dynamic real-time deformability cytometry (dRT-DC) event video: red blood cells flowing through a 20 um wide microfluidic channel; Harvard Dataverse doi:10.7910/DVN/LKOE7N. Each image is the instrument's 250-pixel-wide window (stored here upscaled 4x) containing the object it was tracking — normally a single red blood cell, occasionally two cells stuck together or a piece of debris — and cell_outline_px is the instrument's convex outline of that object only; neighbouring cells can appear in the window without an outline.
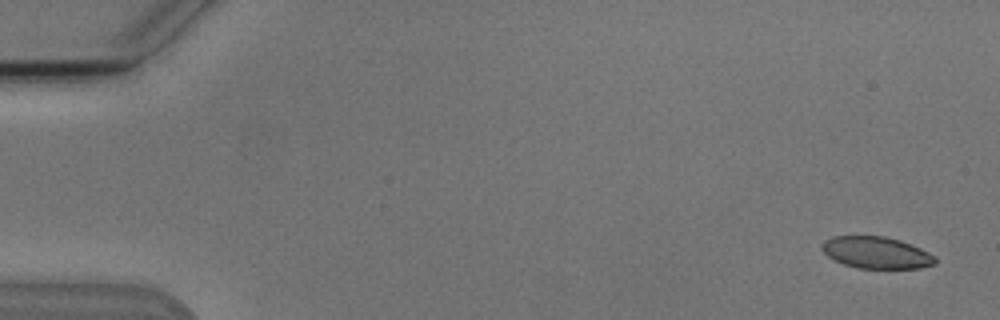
{"species": "Egyptian fruit bat (a non-hibernating species)", "species_latin": "Rousettus aegyptiacus", "temperature_condition": "cold", "stored_images_in_passage": 5, "camera_frame_rate_fps": 3000, "um_per_image_px": 0.085, "animal": {"sex": "male"}, "frame": {"image": 1, "passage_image": 1, "time_ms": 0.0, "image_size_px": [1000, 320], "cell_outline_px": [[936, 264], [920, 268], [856, 268], [844, 264], [828, 256], [820, 248], [820, 244], [824, 240], [832, 236], [884, 236], [900, 240], [920, 248], [936, 256]], "centroid_in_image_um": [74.48, 21.47], "position_along_channel_um": 10.5, "area_um2": 21.04}}